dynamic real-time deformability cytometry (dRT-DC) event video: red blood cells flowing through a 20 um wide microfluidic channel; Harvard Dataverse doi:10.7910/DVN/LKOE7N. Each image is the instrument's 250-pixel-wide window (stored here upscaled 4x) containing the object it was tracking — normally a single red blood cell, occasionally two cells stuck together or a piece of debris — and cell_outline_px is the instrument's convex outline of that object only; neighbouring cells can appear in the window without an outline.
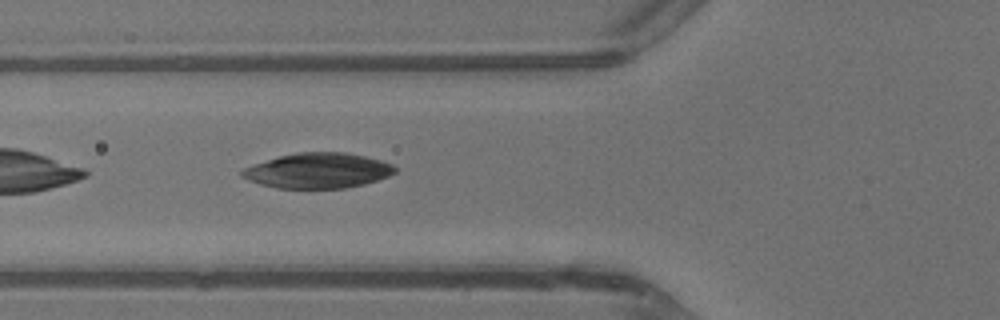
{"species": "common noctule bat (a hibernating species)", "species_latin": "Nyctalus noctula", "temperature_condition": "warm", "stored_images_in_passage": 2, "camera_frame_rate_fps": 3000, "um_per_image_px": 0.085, "animal": {"sex": "male", "body_mass_g": 13.3}, "frame": {"image": 1, "passage_image": 2, "time_ms": 1.333, "image_size_px": [1000, 320], "cell_outline_px": [[396, 172], [388, 176], [364, 184], [344, 188], [276, 188], [260, 184], [248, 180], [240, 176], [240, 172], [244, 168], [252, 164], [280, 156], [296, 152], [344, 152], [364, 156], [380, 160], [392, 164], [396, 168]], "centroid_in_image_um": [26.99, 14.5], "position_along_channel_um": 98.8, "area_um2": 31.33}}